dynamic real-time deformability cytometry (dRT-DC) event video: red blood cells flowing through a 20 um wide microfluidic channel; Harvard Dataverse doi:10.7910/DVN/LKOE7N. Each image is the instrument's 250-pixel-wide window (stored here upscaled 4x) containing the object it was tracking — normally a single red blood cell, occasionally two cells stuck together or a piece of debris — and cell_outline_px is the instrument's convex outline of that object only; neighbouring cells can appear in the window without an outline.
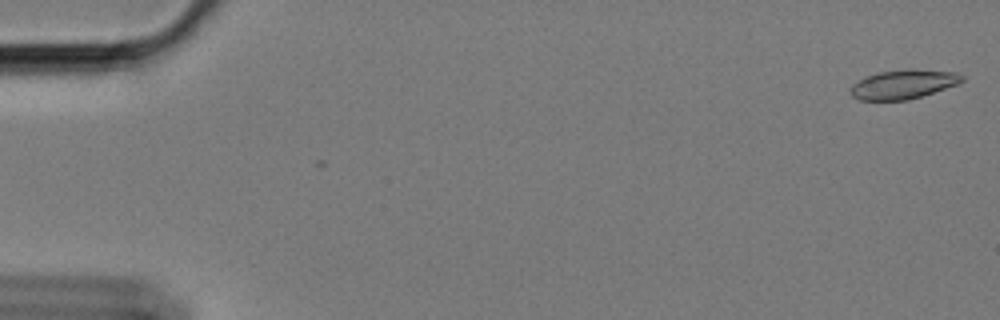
{"species": "Egyptian fruit bat (a non-hibernating species)", "species_latin": "Rousettus aegyptiacus", "temperature_condition": "cold", "stored_images_in_passage": 61, "camera_frame_rate_fps": 3000, "um_per_image_px": 0.085, "animal": {"sex": "female"}, "frame": {"image": 1, "passage_image": 2, "time_ms": 0.333, "image_size_px": [1000, 320], "cell_outline_px": [[964, 80], [956, 84], [908, 100], [860, 100], [852, 96], [852, 84], [864, 76], [880, 72], [956, 72], [964, 76]], "centroid_in_image_um": [76.71, 7.22], "position_along_channel_um": 8.3, "area_um2": 17.69}}
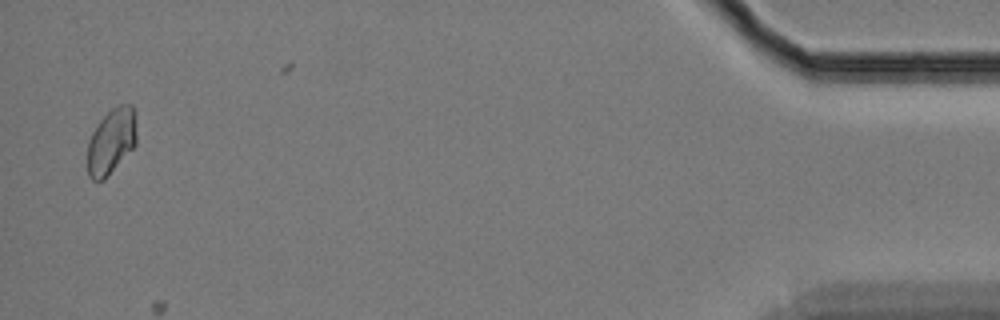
{"frame": {"image": 2, "passage_image": 59, "time_ms": 19.333, "image_size_px": [1000, 320], "cell_outline_px": [[136, 144], [104, 180], [92, 180], [88, 176], [88, 140], [96, 124], [116, 104], [132, 104], [136, 116]], "centroid_in_image_um": [9.47, 11.98], "position_along_channel_um": 425.7, "area_um2": 18.9}}